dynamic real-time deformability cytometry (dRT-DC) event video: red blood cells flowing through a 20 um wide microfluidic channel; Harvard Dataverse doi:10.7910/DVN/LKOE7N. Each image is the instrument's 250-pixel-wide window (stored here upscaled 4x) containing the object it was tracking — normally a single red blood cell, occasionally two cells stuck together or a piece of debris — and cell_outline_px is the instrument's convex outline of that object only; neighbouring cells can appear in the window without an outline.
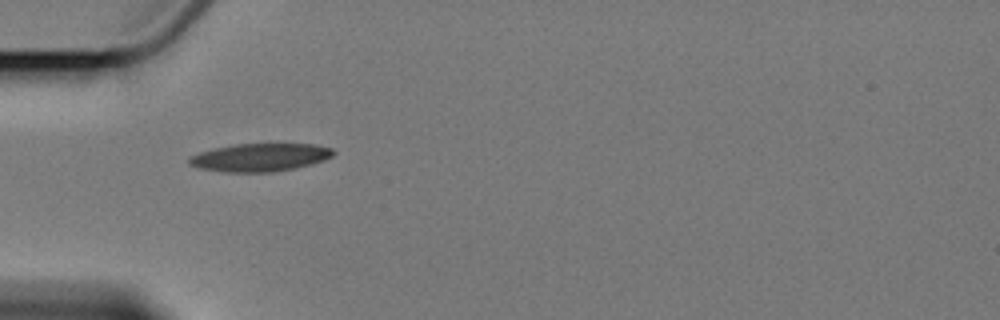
{"species": "Egyptian fruit bat (a non-hibernating species)", "species_latin": "Rousettus aegyptiacus", "temperature_condition": "cold", "stored_images_in_passage": 5, "camera_frame_rate_fps": 3000, "um_per_image_px": 0.085, "animal": {"sex": "female"}, "frame": {"image": 1, "passage_image": 3, "time_ms": 3.333, "image_size_px": [1000, 320], "cell_outline_px": [[336, 152], [332, 156], [324, 160], [312, 164], [296, 168], [272, 172], [224, 172], [200, 168], [188, 164], [188, 156], [212, 148], [236, 144], [316, 144], [332, 148]], "centroid_in_image_um": [22.1, 13.37], "position_along_channel_um": 62.9, "area_um2": 23.7}}
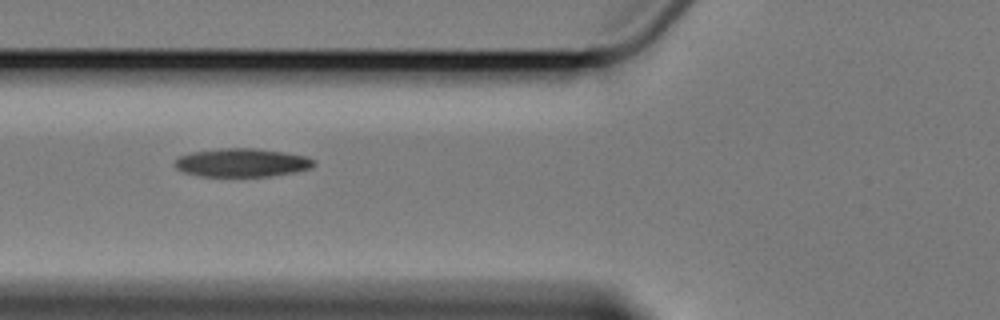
{"frame": {"image": 2, "passage_image": 4, "time_ms": 4.667, "image_size_px": [1000, 320], "cell_outline_px": [[316, 164], [312, 168], [272, 176], [200, 176], [184, 172], [176, 168], [172, 164], [180, 156], [192, 152], [220, 148], [256, 148], [284, 152], [308, 156], [316, 160]], "centroid_in_image_um": [20.59, 13.82], "position_along_channel_um": 105.2, "area_um2": 23.18}}
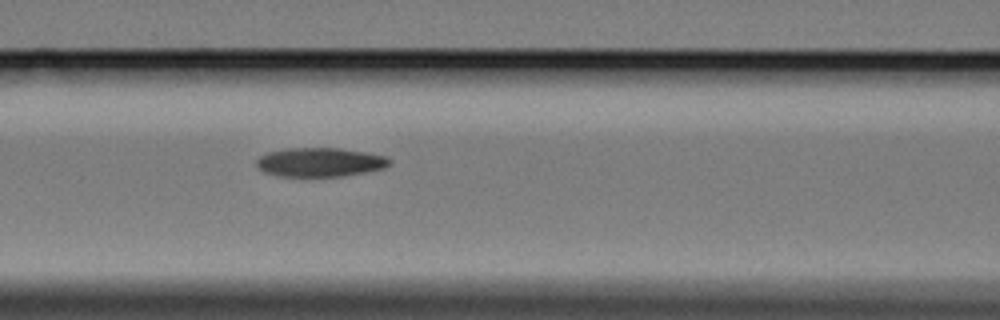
{"frame": {"image": 3, "passage_image": 5, "time_ms": 5.667, "image_size_px": [1000, 320], "cell_outline_px": [[392, 160], [384, 168], [344, 176], [280, 176], [264, 172], [256, 164], [256, 160], [260, 156], [268, 152], [288, 148], [340, 148], [388, 156]], "centroid_in_image_um": [27.21, 13.78], "position_along_channel_um": 139.4, "area_um2": 22.37}}